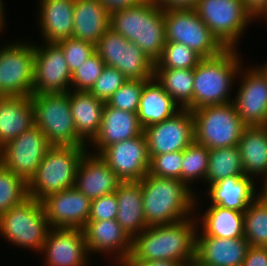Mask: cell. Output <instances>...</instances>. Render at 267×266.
<instances>
[{
	"instance_id": "obj_1",
	"label": "cell",
	"mask_w": 267,
	"mask_h": 266,
	"mask_svg": "<svg viewBox=\"0 0 267 266\" xmlns=\"http://www.w3.org/2000/svg\"><path fill=\"white\" fill-rule=\"evenodd\" d=\"M197 220L194 214L174 223L147 227L132 239L130 256L139 262L171 260L188 266L196 258Z\"/></svg>"
},
{
	"instance_id": "obj_2",
	"label": "cell",
	"mask_w": 267,
	"mask_h": 266,
	"mask_svg": "<svg viewBox=\"0 0 267 266\" xmlns=\"http://www.w3.org/2000/svg\"><path fill=\"white\" fill-rule=\"evenodd\" d=\"M140 183L147 227L189 218L197 208L194 191L181 180L148 173Z\"/></svg>"
},
{
	"instance_id": "obj_3",
	"label": "cell",
	"mask_w": 267,
	"mask_h": 266,
	"mask_svg": "<svg viewBox=\"0 0 267 266\" xmlns=\"http://www.w3.org/2000/svg\"><path fill=\"white\" fill-rule=\"evenodd\" d=\"M237 53L236 49H225L216 56L202 58L193 69V110L232 102L231 86L242 66Z\"/></svg>"
},
{
	"instance_id": "obj_4",
	"label": "cell",
	"mask_w": 267,
	"mask_h": 266,
	"mask_svg": "<svg viewBox=\"0 0 267 266\" xmlns=\"http://www.w3.org/2000/svg\"><path fill=\"white\" fill-rule=\"evenodd\" d=\"M88 146H52L27 183L28 196H46L74 187L77 169Z\"/></svg>"
},
{
	"instance_id": "obj_5",
	"label": "cell",
	"mask_w": 267,
	"mask_h": 266,
	"mask_svg": "<svg viewBox=\"0 0 267 266\" xmlns=\"http://www.w3.org/2000/svg\"><path fill=\"white\" fill-rule=\"evenodd\" d=\"M50 225L41 201L28 196L0 216V234L20 248L41 253Z\"/></svg>"
},
{
	"instance_id": "obj_6",
	"label": "cell",
	"mask_w": 267,
	"mask_h": 266,
	"mask_svg": "<svg viewBox=\"0 0 267 266\" xmlns=\"http://www.w3.org/2000/svg\"><path fill=\"white\" fill-rule=\"evenodd\" d=\"M194 141L209 150L238 145L246 126L232 102L208 105L191 111Z\"/></svg>"
},
{
	"instance_id": "obj_7",
	"label": "cell",
	"mask_w": 267,
	"mask_h": 266,
	"mask_svg": "<svg viewBox=\"0 0 267 266\" xmlns=\"http://www.w3.org/2000/svg\"><path fill=\"white\" fill-rule=\"evenodd\" d=\"M30 98L35 125L52 146H87L78 138L68 93L35 94Z\"/></svg>"
},
{
	"instance_id": "obj_8",
	"label": "cell",
	"mask_w": 267,
	"mask_h": 266,
	"mask_svg": "<svg viewBox=\"0 0 267 266\" xmlns=\"http://www.w3.org/2000/svg\"><path fill=\"white\" fill-rule=\"evenodd\" d=\"M194 9L225 49H236L248 23L254 21L242 0H198Z\"/></svg>"
},
{
	"instance_id": "obj_9",
	"label": "cell",
	"mask_w": 267,
	"mask_h": 266,
	"mask_svg": "<svg viewBox=\"0 0 267 266\" xmlns=\"http://www.w3.org/2000/svg\"><path fill=\"white\" fill-rule=\"evenodd\" d=\"M164 20L166 42L184 44L202 58L225 50L194 8H164Z\"/></svg>"
},
{
	"instance_id": "obj_10",
	"label": "cell",
	"mask_w": 267,
	"mask_h": 266,
	"mask_svg": "<svg viewBox=\"0 0 267 266\" xmlns=\"http://www.w3.org/2000/svg\"><path fill=\"white\" fill-rule=\"evenodd\" d=\"M106 66L114 67L128 80H150L154 62L138 47L109 28L95 45Z\"/></svg>"
},
{
	"instance_id": "obj_11",
	"label": "cell",
	"mask_w": 267,
	"mask_h": 266,
	"mask_svg": "<svg viewBox=\"0 0 267 266\" xmlns=\"http://www.w3.org/2000/svg\"><path fill=\"white\" fill-rule=\"evenodd\" d=\"M0 48V97L33 95L34 45L26 41Z\"/></svg>"
},
{
	"instance_id": "obj_12",
	"label": "cell",
	"mask_w": 267,
	"mask_h": 266,
	"mask_svg": "<svg viewBox=\"0 0 267 266\" xmlns=\"http://www.w3.org/2000/svg\"><path fill=\"white\" fill-rule=\"evenodd\" d=\"M51 147L35 125L0 148L2 165L28 183Z\"/></svg>"
},
{
	"instance_id": "obj_13",
	"label": "cell",
	"mask_w": 267,
	"mask_h": 266,
	"mask_svg": "<svg viewBox=\"0 0 267 266\" xmlns=\"http://www.w3.org/2000/svg\"><path fill=\"white\" fill-rule=\"evenodd\" d=\"M43 43L44 46L34 44L33 95L68 93L72 73L62 48L56 42Z\"/></svg>"
},
{
	"instance_id": "obj_14",
	"label": "cell",
	"mask_w": 267,
	"mask_h": 266,
	"mask_svg": "<svg viewBox=\"0 0 267 266\" xmlns=\"http://www.w3.org/2000/svg\"><path fill=\"white\" fill-rule=\"evenodd\" d=\"M150 160L165 153L183 151L194 142V121L189 109L144 128Z\"/></svg>"
},
{
	"instance_id": "obj_15",
	"label": "cell",
	"mask_w": 267,
	"mask_h": 266,
	"mask_svg": "<svg viewBox=\"0 0 267 266\" xmlns=\"http://www.w3.org/2000/svg\"><path fill=\"white\" fill-rule=\"evenodd\" d=\"M99 156L122 181H140L149 173L150 157L144 132L107 146Z\"/></svg>"
},
{
	"instance_id": "obj_16",
	"label": "cell",
	"mask_w": 267,
	"mask_h": 266,
	"mask_svg": "<svg viewBox=\"0 0 267 266\" xmlns=\"http://www.w3.org/2000/svg\"><path fill=\"white\" fill-rule=\"evenodd\" d=\"M242 67L238 78L243 80L232 103L246 126L267 125V74L259 65Z\"/></svg>"
},
{
	"instance_id": "obj_17",
	"label": "cell",
	"mask_w": 267,
	"mask_h": 266,
	"mask_svg": "<svg viewBox=\"0 0 267 266\" xmlns=\"http://www.w3.org/2000/svg\"><path fill=\"white\" fill-rule=\"evenodd\" d=\"M41 203L51 228L83 229L89 220L91 200L75 187L50 194Z\"/></svg>"
},
{
	"instance_id": "obj_18",
	"label": "cell",
	"mask_w": 267,
	"mask_h": 266,
	"mask_svg": "<svg viewBox=\"0 0 267 266\" xmlns=\"http://www.w3.org/2000/svg\"><path fill=\"white\" fill-rule=\"evenodd\" d=\"M41 253L45 266H87L89 260L82 229L50 228Z\"/></svg>"
},
{
	"instance_id": "obj_19",
	"label": "cell",
	"mask_w": 267,
	"mask_h": 266,
	"mask_svg": "<svg viewBox=\"0 0 267 266\" xmlns=\"http://www.w3.org/2000/svg\"><path fill=\"white\" fill-rule=\"evenodd\" d=\"M85 152L77 169L74 187L90 200L115 193L122 180L94 152Z\"/></svg>"
},
{
	"instance_id": "obj_20",
	"label": "cell",
	"mask_w": 267,
	"mask_h": 266,
	"mask_svg": "<svg viewBox=\"0 0 267 266\" xmlns=\"http://www.w3.org/2000/svg\"><path fill=\"white\" fill-rule=\"evenodd\" d=\"M196 233V260L204 266H242L249 243L244 237L220 238Z\"/></svg>"
},
{
	"instance_id": "obj_21",
	"label": "cell",
	"mask_w": 267,
	"mask_h": 266,
	"mask_svg": "<svg viewBox=\"0 0 267 266\" xmlns=\"http://www.w3.org/2000/svg\"><path fill=\"white\" fill-rule=\"evenodd\" d=\"M82 230L89 253H114L115 261L131 254L132 239L123 231L116 219L88 221Z\"/></svg>"
},
{
	"instance_id": "obj_22",
	"label": "cell",
	"mask_w": 267,
	"mask_h": 266,
	"mask_svg": "<svg viewBox=\"0 0 267 266\" xmlns=\"http://www.w3.org/2000/svg\"><path fill=\"white\" fill-rule=\"evenodd\" d=\"M143 131L137 113L116 109L106 103L99 132L90 145H94L98 150L96 154H99L107 146L135 138Z\"/></svg>"
},
{
	"instance_id": "obj_23",
	"label": "cell",
	"mask_w": 267,
	"mask_h": 266,
	"mask_svg": "<svg viewBox=\"0 0 267 266\" xmlns=\"http://www.w3.org/2000/svg\"><path fill=\"white\" fill-rule=\"evenodd\" d=\"M256 183L247 175L229 176L217 183L208 185L207 194L211 205L245 212L258 197Z\"/></svg>"
},
{
	"instance_id": "obj_24",
	"label": "cell",
	"mask_w": 267,
	"mask_h": 266,
	"mask_svg": "<svg viewBox=\"0 0 267 266\" xmlns=\"http://www.w3.org/2000/svg\"><path fill=\"white\" fill-rule=\"evenodd\" d=\"M68 94L78 138L89 146L99 132L106 102L86 91L70 90Z\"/></svg>"
},
{
	"instance_id": "obj_25",
	"label": "cell",
	"mask_w": 267,
	"mask_h": 266,
	"mask_svg": "<svg viewBox=\"0 0 267 266\" xmlns=\"http://www.w3.org/2000/svg\"><path fill=\"white\" fill-rule=\"evenodd\" d=\"M40 33L43 42H58L73 35L75 0H40Z\"/></svg>"
},
{
	"instance_id": "obj_26",
	"label": "cell",
	"mask_w": 267,
	"mask_h": 266,
	"mask_svg": "<svg viewBox=\"0 0 267 266\" xmlns=\"http://www.w3.org/2000/svg\"><path fill=\"white\" fill-rule=\"evenodd\" d=\"M35 126L29 96L0 97V148Z\"/></svg>"
},
{
	"instance_id": "obj_27",
	"label": "cell",
	"mask_w": 267,
	"mask_h": 266,
	"mask_svg": "<svg viewBox=\"0 0 267 266\" xmlns=\"http://www.w3.org/2000/svg\"><path fill=\"white\" fill-rule=\"evenodd\" d=\"M118 204L116 221L133 239L147 228L140 181H122L115 192Z\"/></svg>"
},
{
	"instance_id": "obj_28",
	"label": "cell",
	"mask_w": 267,
	"mask_h": 266,
	"mask_svg": "<svg viewBox=\"0 0 267 266\" xmlns=\"http://www.w3.org/2000/svg\"><path fill=\"white\" fill-rule=\"evenodd\" d=\"M110 20L111 13L98 0H75L72 37L96 45Z\"/></svg>"
},
{
	"instance_id": "obj_29",
	"label": "cell",
	"mask_w": 267,
	"mask_h": 266,
	"mask_svg": "<svg viewBox=\"0 0 267 266\" xmlns=\"http://www.w3.org/2000/svg\"><path fill=\"white\" fill-rule=\"evenodd\" d=\"M243 172L267 180V125L245 126L238 142Z\"/></svg>"
},
{
	"instance_id": "obj_30",
	"label": "cell",
	"mask_w": 267,
	"mask_h": 266,
	"mask_svg": "<svg viewBox=\"0 0 267 266\" xmlns=\"http://www.w3.org/2000/svg\"><path fill=\"white\" fill-rule=\"evenodd\" d=\"M180 110V106L154 77L144 84L137 112L143 129L172 117Z\"/></svg>"
},
{
	"instance_id": "obj_31",
	"label": "cell",
	"mask_w": 267,
	"mask_h": 266,
	"mask_svg": "<svg viewBox=\"0 0 267 266\" xmlns=\"http://www.w3.org/2000/svg\"><path fill=\"white\" fill-rule=\"evenodd\" d=\"M200 219V234L229 239L244 237V212L209 205Z\"/></svg>"
},
{
	"instance_id": "obj_32",
	"label": "cell",
	"mask_w": 267,
	"mask_h": 266,
	"mask_svg": "<svg viewBox=\"0 0 267 266\" xmlns=\"http://www.w3.org/2000/svg\"><path fill=\"white\" fill-rule=\"evenodd\" d=\"M164 8L156 2L143 14L140 29V49L154 63L161 57L166 43Z\"/></svg>"
},
{
	"instance_id": "obj_33",
	"label": "cell",
	"mask_w": 267,
	"mask_h": 266,
	"mask_svg": "<svg viewBox=\"0 0 267 266\" xmlns=\"http://www.w3.org/2000/svg\"><path fill=\"white\" fill-rule=\"evenodd\" d=\"M153 77L181 109L193 111V69H154Z\"/></svg>"
},
{
	"instance_id": "obj_34",
	"label": "cell",
	"mask_w": 267,
	"mask_h": 266,
	"mask_svg": "<svg viewBox=\"0 0 267 266\" xmlns=\"http://www.w3.org/2000/svg\"><path fill=\"white\" fill-rule=\"evenodd\" d=\"M243 165L238 145L209 151L208 170L204 183L211 185L229 176H242Z\"/></svg>"
},
{
	"instance_id": "obj_35",
	"label": "cell",
	"mask_w": 267,
	"mask_h": 266,
	"mask_svg": "<svg viewBox=\"0 0 267 266\" xmlns=\"http://www.w3.org/2000/svg\"><path fill=\"white\" fill-rule=\"evenodd\" d=\"M154 3V0H144L135 6L112 12L110 28L140 48L141 18Z\"/></svg>"
},
{
	"instance_id": "obj_36",
	"label": "cell",
	"mask_w": 267,
	"mask_h": 266,
	"mask_svg": "<svg viewBox=\"0 0 267 266\" xmlns=\"http://www.w3.org/2000/svg\"><path fill=\"white\" fill-rule=\"evenodd\" d=\"M244 238L249 246L267 247V206L259 197L244 212Z\"/></svg>"
},
{
	"instance_id": "obj_37",
	"label": "cell",
	"mask_w": 267,
	"mask_h": 266,
	"mask_svg": "<svg viewBox=\"0 0 267 266\" xmlns=\"http://www.w3.org/2000/svg\"><path fill=\"white\" fill-rule=\"evenodd\" d=\"M209 151L206 146L195 141L183 150L181 181L191 190L190 186L193 181L202 179L204 182L205 180L209 163Z\"/></svg>"
},
{
	"instance_id": "obj_38",
	"label": "cell",
	"mask_w": 267,
	"mask_h": 266,
	"mask_svg": "<svg viewBox=\"0 0 267 266\" xmlns=\"http://www.w3.org/2000/svg\"><path fill=\"white\" fill-rule=\"evenodd\" d=\"M201 59L199 54L184 44L166 42L154 69H194Z\"/></svg>"
},
{
	"instance_id": "obj_39",
	"label": "cell",
	"mask_w": 267,
	"mask_h": 266,
	"mask_svg": "<svg viewBox=\"0 0 267 266\" xmlns=\"http://www.w3.org/2000/svg\"><path fill=\"white\" fill-rule=\"evenodd\" d=\"M27 197V183L2 166L0 168V216Z\"/></svg>"
},
{
	"instance_id": "obj_40",
	"label": "cell",
	"mask_w": 267,
	"mask_h": 266,
	"mask_svg": "<svg viewBox=\"0 0 267 266\" xmlns=\"http://www.w3.org/2000/svg\"><path fill=\"white\" fill-rule=\"evenodd\" d=\"M148 80H127L106 102L109 106L137 113L144 84Z\"/></svg>"
},
{
	"instance_id": "obj_41",
	"label": "cell",
	"mask_w": 267,
	"mask_h": 266,
	"mask_svg": "<svg viewBox=\"0 0 267 266\" xmlns=\"http://www.w3.org/2000/svg\"><path fill=\"white\" fill-rule=\"evenodd\" d=\"M104 66V61L99 54L95 52L72 73L71 90L89 92L99 78Z\"/></svg>"
},
{
	"instance_id": "obj_42",
	"label": "cell",
	"mask_w": 267,
	"mask_h": 266,
	"mask_svg": "<svg viewBox=\"0 0 267 266\" xmlns=\"http://www.w3.org/2000/svg\"><path fill=\"white\" fill-rule=\"evenodd\" d=\"M64 53L71 73L75 72L95 52V45L78 38L70 37L56 42Z\"/></svg>"
},
{
	"instance_id": "obj_43",
	"label": "cell",
	"mask_w": 267,
	"mask_h": 266,
	"mask_svg": "<svg viewBox=\"0 0 267 266\" xmlns=\"http://www.w3.org/2000/svg\"><path fill=\"white\" fill-rule=\"evenodd\" d=\"M128 79L116 68L104 66L99 78L96 80L90 93L96 98L107 102L108 99L127 81Z\"/></svg>"
},
{
	"instance_id": "obj_44",
	"label": "cell",
	"mask_w": 267,
	"mask_h": 266,
	"mask_svg": "<svg viewBox=\"0 0 267 266\" xmlns=\"http://www.w3.org/2000/svg\"><path fill=\"white\" fill-rule=\"evenodd\" d=\"M183 151L156 155L150 160L149 174L181 180Z\"/></svg>"
},
{
	"instance_id": "obj_45",
	"label": "cell",
	"mask_w": 267,
	"mask_h": 266,
	"mask_svg": "<svg viewBox=\"0 0 267 266\" xmlns=\"http://www.w3.org/2000/svg\"><path fill=\"white\" fill-rule=\"evenodd\" d=\"M118 204L115 193H110L91 200L88 221H105L116 219Z\"/></svg>"
},
{
	"instance_id": "obj_46",
	"label": "cell",
	"mask_w": 267,
	"mask_h": 266,
	"mask_svg": "<svg viewBox=\"0 0 267 266\" xmlns=\"http://www.w3.org/2000/svg\"><path fill=\"white\" fill-rule=\"evenodd\" d=\"M242 266H267V247L250 246Z\"/></svg>"
},
{
	"instance_id": "obj_47",
	"label": "cell",
	"mask_w": 267,
	"mask_h": 266,
	"mask_svg": "<svg viewBox=\"0 0 267 266\" xmlns=\"http://www.w3.org/2000/svg\"><path fill=\"white\" fill-rule=\"evenodd\" d=\"M247 13L256 20L266 18L267 20V0H242Z\"/></svg>"
},
{
	"instance_id": "obj_48",
	"label": "cell",
	"mask_w": 267,
	"mask_h": 266,
	"mask_svg": "<svg viewBox=\"0 0 267 266\" xmlns=\"http://www.w3.org/2000/svg\"><path fill=\"white\" fill-rule=\"evenodd\" d=\"M110 12L135 6L144 0H98Z\"/></svg>"
},
{
	"instance_id": "obj_49",
	"label": "cell",
	"mask_w": 267,
	"mask_h": 266,
	"mask_svg": "<svg viewBox=\"0 0 267 266\" xmlns=\"http://www.w3.org/2000/svg\"><path fill=\"white\" fill-rule=\"evenodd\" d=\"M162 8H194L198 0H154Z\"/></svg>"
},
{
	"instance_id": "obj_50",
	"label": "cell",
	"mask_w": 267,
	"mask_h": 266,
	"mask_svg": "<svg viewBox=\"0 0 267 266\" xmlns=\"http://www.w3.org/2000/svg\"><path fill=\"white\" fill-rule=\"evenodd\" d=\"M146 266H184L183 264L171 260H154L143 262Z\"/></svg>"
},
{
	"instance_id": "obj_51",
	"label": "cell",
	"mask_w": 267,
	"mask_h": 266,
	"mask_svg": "<svg viewBox=\"0 0 267 266\" xmlns=\"http://www.w3.org/2000/svg\"><path fill=\"white\" fill-rule=\"evenodd\" d=\"M118 266H146L143 262H139L130 255L117 261Z\"/></svg>"
},
{
	"instance_id": "obj_52",
	"label": "cell",
	"mask_w": 267,
	"mask_h": 266,
	"mask_svg": "<svg viewBox=\"0 0 267 266\" xmlns=\"http://www.w3.org/2000/svg\"><path fill=\"white\" fill-rule=\"evenodd\" d=\"M264 183L262 184L261 190L258 193V197L263 201V203L267 206V180L263 181Z\"/></svg>"
},
{
	"instance_id": "obj_53",
	"label": "cell",
	"mask_w": 267,
	"mask_h": 266,
	"mask_svg": "<svg viewBox=\"0 0 267 266\" xmlns=\"http://www.w3.org/2000/svg\"><path fill=\"white\" fill-rule=\"evenodd\" d=\"M4 3H3V1L2 0H0V32H2V30H3V27H5V25H4V22H6L5 21V13H4V5H3Z\"/></svg>"
},
{
	"instance_id": "obj_54",
	"label": "cell",
	"mask_w": 267,
	"mask_h": 266,
	"mask_svg": "<svg viewBox=\"0 0 267 266\" xmlns=\"http://www.w3.org/2000/svg\"><path fill=\"white\" fill-rule=\"evenodd\" d=\"M188 266H204V265H201L196 259L193 260Z\"/></svg>"
},
{
	"instance_id": "obj_55",
	"label": "cell",
	"mask_w": 267,
	"mask_h": 266,
	"mask_svg": "<svg viewBox=\"0 0 267 266\" xmlns=\"http://www.w3.org/2000/svg\"><path fill=\"white\" fill-rule=\"evenodd\" d=\"M259 67H261L262 68V70L267 74V62L266 63H264V65L262 64V65H260Z\"/></svg>"
},
{
	"instance_id": "obj_56",
	"label": "cell",
	"mask_w": 267,
	"mask_h": 266,
	"mask_svg": "<svg viewBox=\"0 0 267 266\" xmlns=\"http://www.w3.org/2000/svg\"><path fill=\"white\" fill-rule=\"evenodd\" d=\"M2 155H1V151H0V168L2 167Z\"/></svg>"
}]
</instances>
